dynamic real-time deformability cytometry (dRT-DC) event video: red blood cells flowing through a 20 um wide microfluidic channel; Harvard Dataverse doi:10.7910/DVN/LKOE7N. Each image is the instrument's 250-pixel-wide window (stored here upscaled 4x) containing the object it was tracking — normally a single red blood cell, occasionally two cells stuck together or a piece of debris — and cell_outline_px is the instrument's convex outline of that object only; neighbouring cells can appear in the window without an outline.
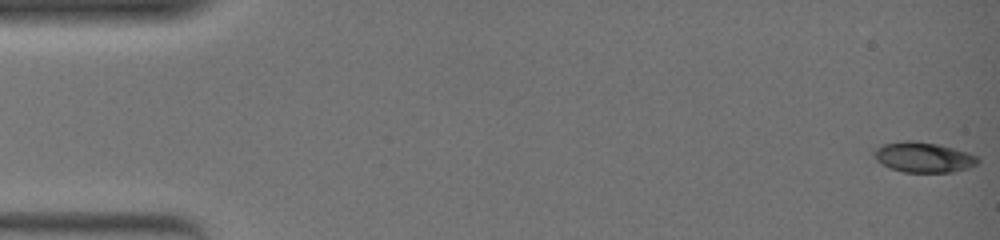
{"species": "common noctule bat (a hibernating species)", "species_latin": "Nyctalus noctula", "temperature_condition": "warm", "stored_images_in_passage": 52, "camera_frame_rate_fps": 3000, "um_per_image_px": 0.085, "animal": {"sex": "female", "body_mass_g": 19.0, "forearm_length_mm": 51.5}, "frame": {"image": 1, "passage_image": 1, "time_ms": 0.0, "image_size_px": [1000, 240], "cell_outline_px": [[980, 160], [976, 164], [968, 168], [952, 172], [904, 172], [892, 168], [876, 160], [872, 152], [876, 148], [884, 144], [904, 140], [916, 140], [936, 144], [968, 152], [976, 156]], "centroid_in_image_um": [78.49, 13.36], "position_along_channel_um": 6.5, "area_um2": 18.15}}
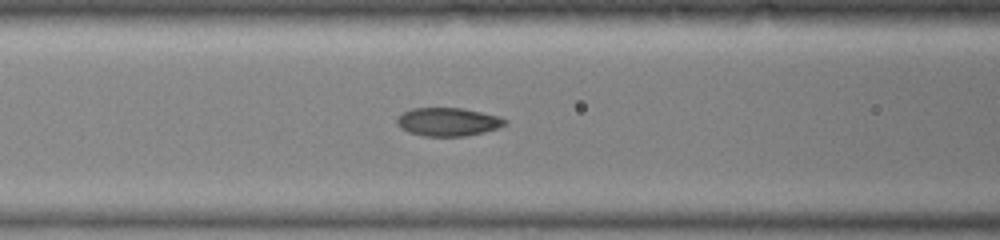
{"frame": {"image": 2, "passage_image": 23, "time_ms": 7.333, "image_size_px": [1000, 240], "cell_outline_px": [[508, 124], [484, 132], [464, 136], [424, 136], [408, 132], [400, 128], [396, 124], [396, 116], [412, 108], [460, 108], [500, 116], [508, 120]], "centroid_in_image_um": [38.06, 10.36], "position_along_channel_um": 128.5, "area_um2": 17.92}}
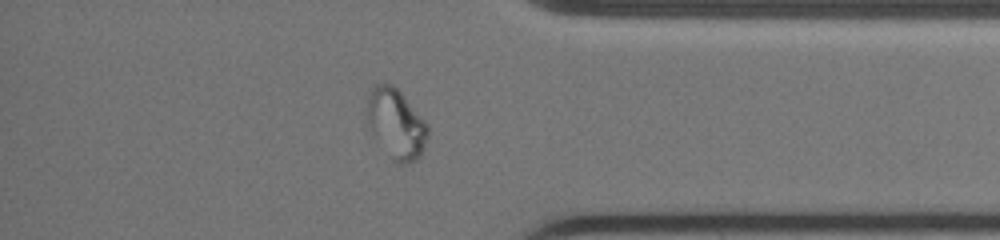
{"frame": {"image": 3, "passage_image": 45, "time_ms": 14.667, "image_size_px": [1000, 240], "cell_outline_px": [[428, 136], [420, 156], [416, 160], [408, 164], [396, 164], [372, 132], [364, 116], [364, 112], [368, 96], [372, 84], [392, 84], [400, 92], [428, 124]], "centroid_in_image_um": [33.64, 10.51], "position_along_channel_um": 401.6, "area_um2": 24.74}}